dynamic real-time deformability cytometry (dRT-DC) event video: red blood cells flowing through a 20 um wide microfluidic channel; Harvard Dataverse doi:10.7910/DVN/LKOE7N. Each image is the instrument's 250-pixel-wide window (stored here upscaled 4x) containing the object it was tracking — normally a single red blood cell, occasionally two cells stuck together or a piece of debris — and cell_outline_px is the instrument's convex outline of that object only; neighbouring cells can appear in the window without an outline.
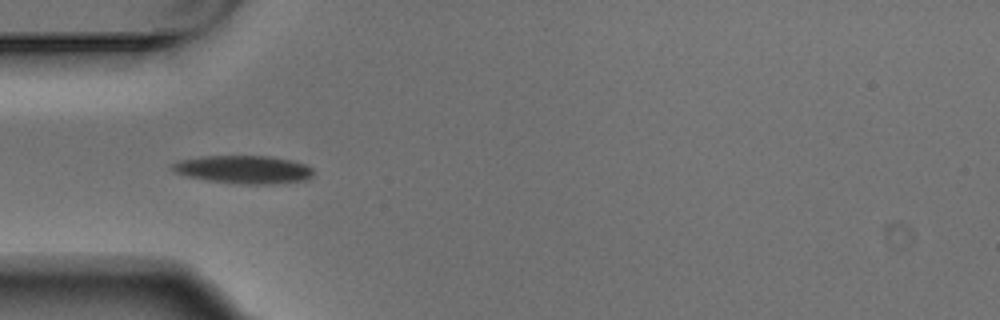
{"species": "Egyptian fruit bat (a non-hibernating species)", "species_latin": "Rousettus aegyptiacus", "temperature_condition": "warm", "stored_images_in_passage": 10, "camera_frame_rate_fps": 3000, "um_per_image_px": 0.085, "animal": {"sex": "male"}, "frame": {"image": 1, "passage_image": 4, "time_ms": 1.0, "image_size_px": [1000, 320], "cell_outline_px": [[312, 176], [308, 180], [272, 184], [236, 184], [208, 180], [188, 176], [176, 172], [172, 168], [172, 164], [180, 160], [204, 156], [268, 156], [292, 160], [304, 164], [312, 168]], "centroid_in_image_um": [20.75, 14.41], "position_along_channel_um": 64.3, "area_um2": 22.95}}
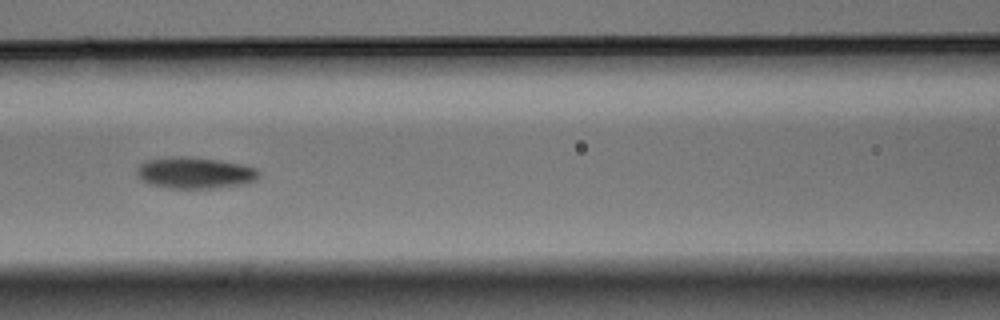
{"frame": {"image": 2, "passage_image": 6, "time_ms": 1.667, "image_size_px": [1000, 320], "cell_outline_px": [[260, 172], [256, 180], [248, 184], [216, 188], [168, 188], [148, 184], [140, 180], [136, 176], [136, 168], [140, 164], [148, 160], [172, 156], [192, 156], [220, 160], [240, 164], [256, 168]], "centroid_in_image_um": [16.55, 14.69], "position_along_channel_um": 150.0, "area_um2": 22.77}}
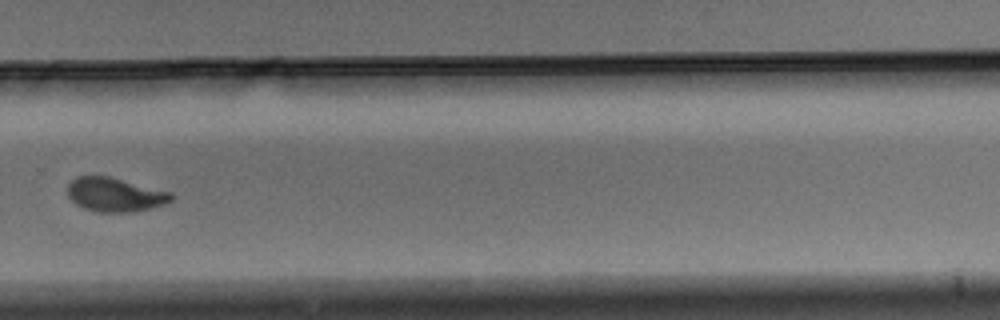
{"frame": {"image": 3, "passage_image": 10, "time_ms": 3.0, "image_size_px": [1000, 320], "cell_outline_px": [[172, 200], [164, 204], [152, 208], [132, 212], [96, 212], [84, 208], [76, 204], [68, 196], [68, 184], [76, 176], [108, 176], [172, 192]], "centroid_in_image_um": [9.77, 16.55], "position_along_channel_um": 320.0, "area_um2": 20.52}}